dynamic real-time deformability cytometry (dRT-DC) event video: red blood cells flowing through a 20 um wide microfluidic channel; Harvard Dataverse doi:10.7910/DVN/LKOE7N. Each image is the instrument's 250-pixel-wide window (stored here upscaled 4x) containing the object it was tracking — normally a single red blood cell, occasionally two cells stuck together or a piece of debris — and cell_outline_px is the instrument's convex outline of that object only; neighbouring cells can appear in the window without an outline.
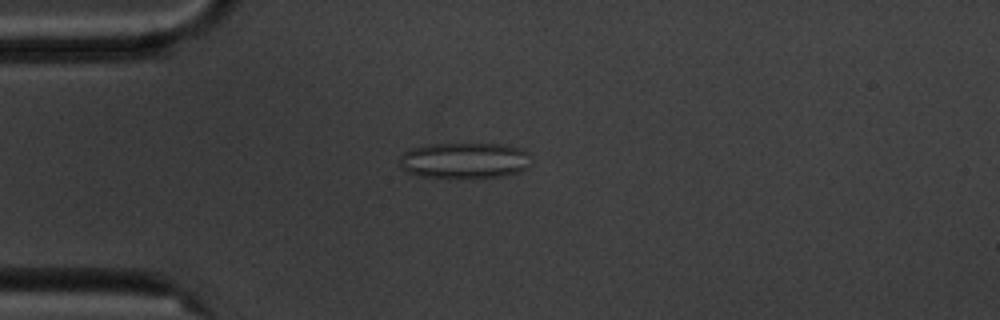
{"species": "common noctule bat (a hibernating species)", "species_latin": "Nyctalus noctula", "temperature_condition": "cold", "stored_images_in_passage": 5, "camera_frame_rate_fps": 3000, "um_per_image_px": 0.085, "animal": {"sex": "male", "body_mass_g": 20.1, "forearm_length_mm": 53.5}, "frame": {"image": 1, "passage_image": 4, "time_ms": 3.333, "image_size_px": [1000, 320], "cell_outline_px": [[528, 168], [516, 172], [500, 176], [420, 176], [408, 172], [400, 168], [400, 156], [404, 152], [412, 148], [432, 144], [500, 144], [520, 148], [528, 152]], "centroid_in_image_um": [39.45, 13.61], "position_along_channel_um": 45.5, "area_um2": 26.76}}
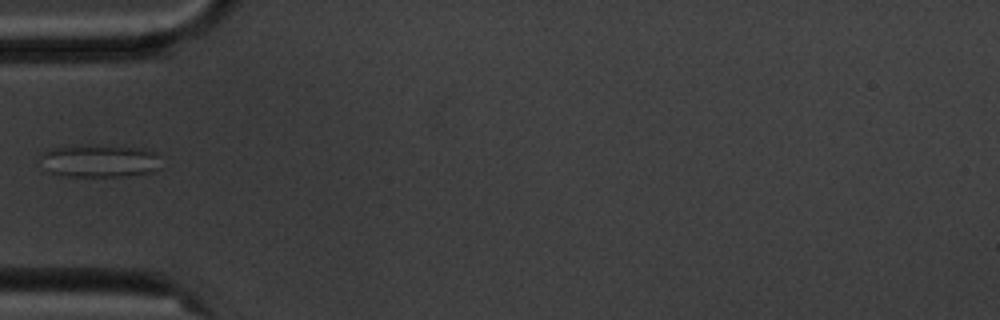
{"frame": {"image": 2, "passage_image": 5, "time_ms": 4.667, "image_size_px": [1000, 320], "cell_outline_px": [[160, 168], [152, 172], [128, 176], [68, 176], [52, 172], [40, 156], [40, 152], [48, 148], [76, 144], [144, 148], [160, 156]], "centroid_in_image_um": [8.5, 13.65], "position_along_channel_um": 76.5, "area_um2": 23.12}}